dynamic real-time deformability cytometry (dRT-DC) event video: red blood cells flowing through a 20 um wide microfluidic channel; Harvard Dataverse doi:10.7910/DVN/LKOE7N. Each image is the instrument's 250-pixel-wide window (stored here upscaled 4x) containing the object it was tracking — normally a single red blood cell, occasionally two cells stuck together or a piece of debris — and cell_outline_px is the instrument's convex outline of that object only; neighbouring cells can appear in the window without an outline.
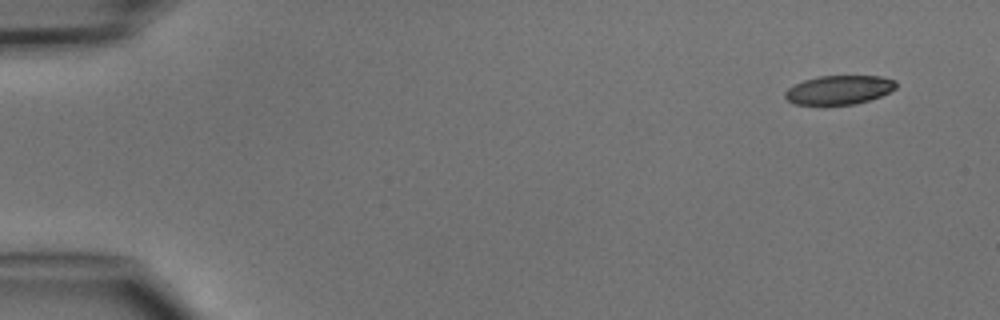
{"species": "common noctule bat (a hibernating species)", "species_latin": "Nyctalus noctula", "temperature_condition": "cold", "stored_images_in_passage": 4, "camera_frame_rate_fps": 3000, "um_per_image_px": 0.085, "animal": {"sex": "male", "body_mass_g": 15.6}, "frame": {"image": 1, "passage_image": 1, "time_ms": 0.0, "image_size_px": [1000, 320], "cell_outline_px": [[896, 88], [880, 96], [868, 100], [852, 104], [796, 104], [788, 100], [784, 96], [784, 92], [788, 88], [804, 80], [820, 76], [880, 76], [896, 80]], "centroid_in_image_um": [71.32, 7.63], "position_along_channel_um": 13.7, "area_um2": 18.44}}
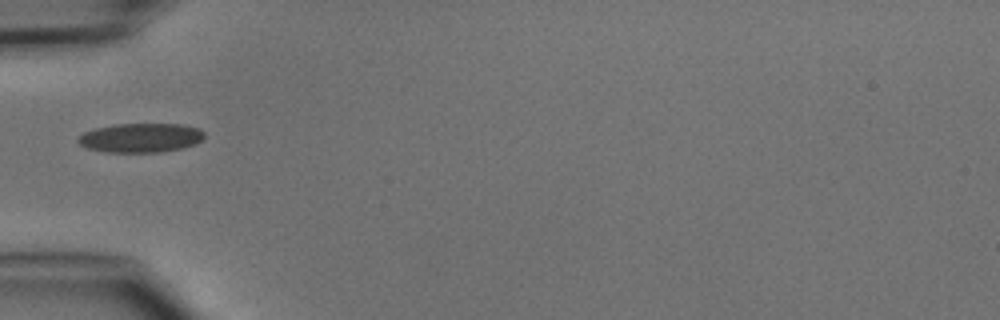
{"frame": {"image": 2, "passage_image": 4, "time_ms": 4.333, "image_size_px": [1000, 320], "cell_outline_px": [[204, 136], [196, 144], [180, 148], [160, 152], [108, 152], [88, 148], [80, 144], [76, 140], [84, 132], [96, 128], [116, 124], [184, 124], [200, 128], [204, 132]], "centroid_in_image_um": [11.98, 11.7], "position_along_channel_um": 73.0, "area_um2": 21.39}}